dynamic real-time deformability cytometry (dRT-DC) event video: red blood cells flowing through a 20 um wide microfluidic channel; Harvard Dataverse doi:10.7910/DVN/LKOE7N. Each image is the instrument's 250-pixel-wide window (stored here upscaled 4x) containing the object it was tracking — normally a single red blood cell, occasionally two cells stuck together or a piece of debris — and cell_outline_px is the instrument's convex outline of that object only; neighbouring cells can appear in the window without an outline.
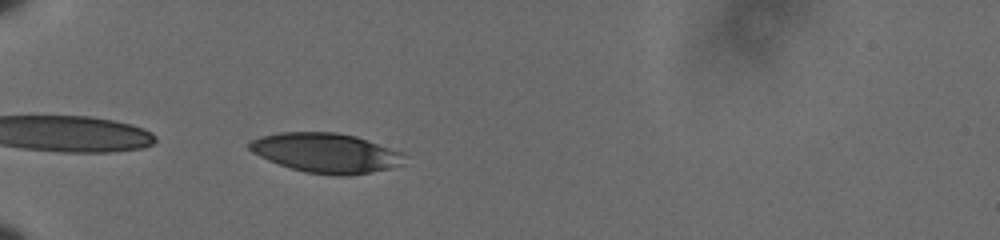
{"species": "human", "species_latin": "Homo sapiens", "temperature_condition": "cold", "stored_images_in_passage": 36, "camera_frame_rate_fps": 3000, "um_per_image_px": 0.085, "donor": {"sex": "male"}, "frame": {"image": 1, "passage_image": 2, "time_ms": 0.333, "image_size_px": [1000, 240], "cell_outline_px": [[372, 168], [360, 172], [316, 172], [300, 168], [276, 160], [268, 156], [260, 140], [272, 136], [348, 136], [360, 140], [368, 144]], "centroid_in_image_um": [27.21, 12.99], "position_along_channel_um": 57.8, "area_um2": 23.87}}
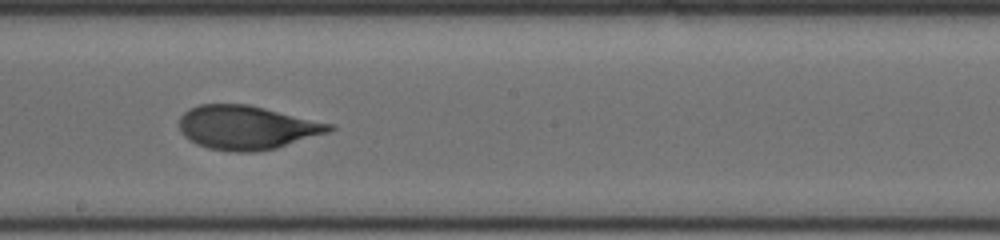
{"frame": {"image": 2, "passage_image": 18, "time_ms": 5.667, "image_size_px": [1000, 240], "cell_outline_px": [[328, 128], [276, 144], [260, 148], [228, 148], [208, 144], [200, 140], [196, 136], [192, 112], [200, 108], [252, 108], [268, 112]], "centroid_in_image_um": [21.02, 10.85], "position_along_channel_um": 227.2, "area_um2": 27.4}}
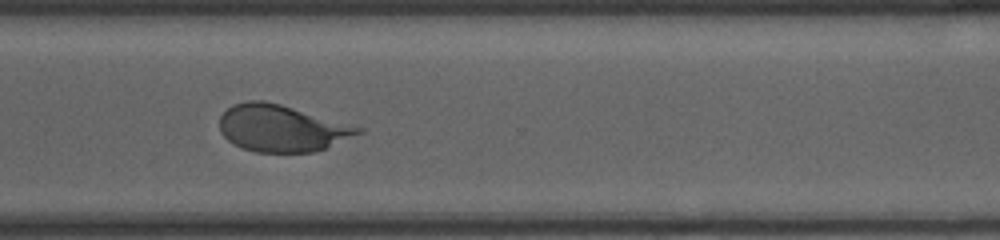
{"frame": {"image": 3, "passage_image": 28, "time_ms": 9.0, "image_size_px": [1000, 240], "cell_outline_px": [[348, 132], [320, 148], [300, 152], [272, 152], [252, 148], [228, 112], [232, 108], [240, 104], [272, 104], [284, 108]], "centroid_in_image_um": [23.94, 10.95], "position_along_channel_um": 346.7, "area_um2": 26.93}}